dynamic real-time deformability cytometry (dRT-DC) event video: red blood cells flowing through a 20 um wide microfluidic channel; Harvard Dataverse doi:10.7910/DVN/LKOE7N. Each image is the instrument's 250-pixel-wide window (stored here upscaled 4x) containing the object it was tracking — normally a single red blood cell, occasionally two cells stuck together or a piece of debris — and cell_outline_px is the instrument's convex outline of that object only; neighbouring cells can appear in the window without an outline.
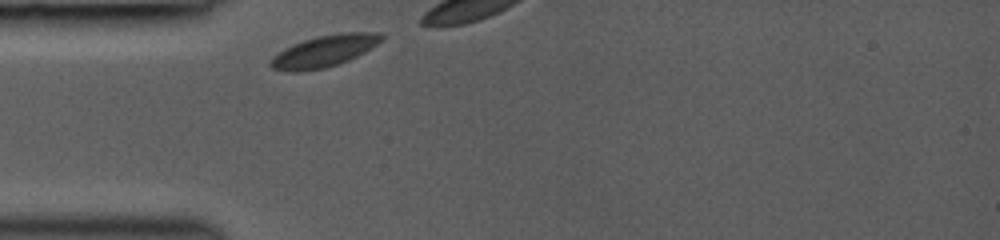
{"species": "common noctule bat (a hibernating species)", "species_latin": "Nyctalus noctula", "temperature_condition": "room temperature", "stored_images_in_passage": 5, "camera_frame_rate_fps": 3000, "um_per_image_px": 0.085, "animal": {"sex": "female", "body_mass_g": 19.0, "forearm_length_mm": 53.3}, "frame": {"image": 1, "passage_image": 1, "time_ms": 0.0, "image_size_px": [1000, 240], "cell_outline_px": [[384, 40], [364, 52], [348, 60], [324, 68], [300, 72], [292, 72], [272, 68], [268, 64], [268, 60], [272, 56], [284, 48], [292, 44], [304, 40], [320, 36], [340, 32], [380, 32], [384, 36]], "centroid_in_image_um": [27.54, 4.34], "position_along_channel_um": 57.5, "area_um2": 20.52}}